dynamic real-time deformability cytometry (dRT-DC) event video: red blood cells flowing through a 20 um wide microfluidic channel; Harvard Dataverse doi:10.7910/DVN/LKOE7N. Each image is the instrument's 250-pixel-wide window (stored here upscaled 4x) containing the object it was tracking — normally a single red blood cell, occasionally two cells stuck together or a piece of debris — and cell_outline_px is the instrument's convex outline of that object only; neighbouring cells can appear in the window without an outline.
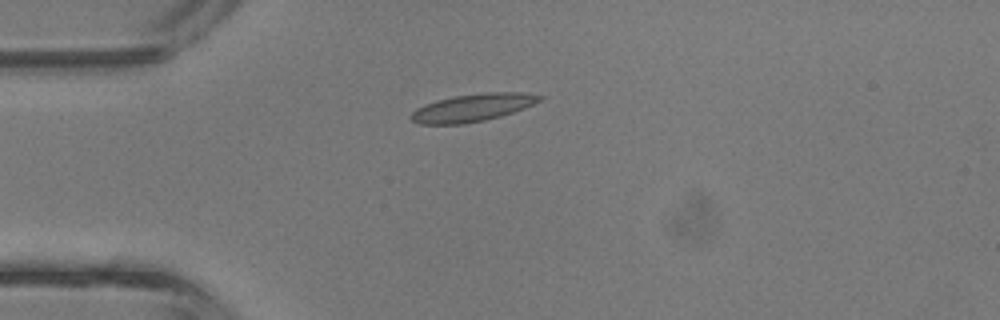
{"species": "common noctule bat (a hibernating species)", "species_latin": "Nyctalus noctula", "temperature_condition": "room temperature", "stored_images_in_passage": 4, "camera_frame_rate_fps": 3000, "um_per_image_px": 0.085, "animal": {"sex": "male", "body_mass_g": 13.3}, "frame": {"image": 1, "passage_image": 4, "time_ms": 1.0, "image_size_px": [1000, 320], "cell_outline_px": [[544, 96], [540, 100], [524, 108], [500, 116], [484, 120], [464, 124], [420, 124], [412, 120], [408, 116], [416, 108], [424, 104], [436, 100], [452, 96], [484, 92], [520, 92]], "centroid_in_image_um": [40.12, 9.14], "position_along_channel_um": 44.9, "area_um2": 20.69}}